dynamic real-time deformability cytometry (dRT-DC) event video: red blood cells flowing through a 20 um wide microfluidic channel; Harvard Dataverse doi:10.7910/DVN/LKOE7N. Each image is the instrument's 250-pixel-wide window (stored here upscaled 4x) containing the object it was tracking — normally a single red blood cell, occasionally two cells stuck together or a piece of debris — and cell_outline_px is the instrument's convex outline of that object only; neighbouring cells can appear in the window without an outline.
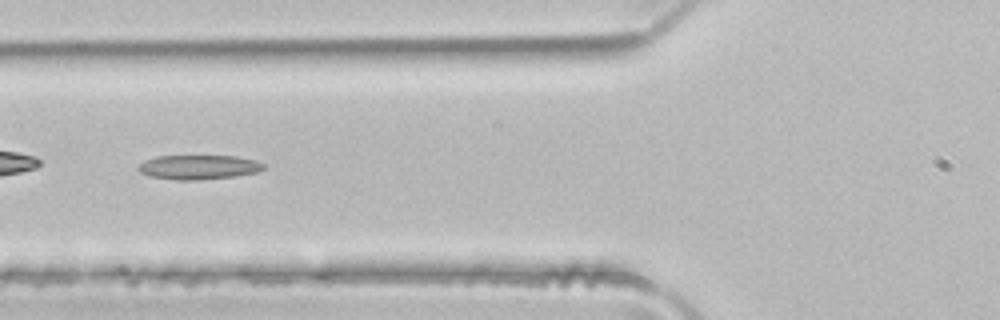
{"species": "common noctule bat (a hibernating species)", "species_latin": "Nyctalus noctula", "temperature_condition": "room temperature", "stored_images_in_passage": 5, "camera_frame_rate_fps": 3000, "um_per_image_px": 0.085, "animal": {"sex": "male", "body_mass_g": 21.5, "forearm_length_mm": 52.0}, "frame": {"image": 1, "passage_image": 5, "time_ms": 1.333, "image_size_px": [1000, 320], "cell_outline_px": [[264, 168], [256, 172], [236, 176], [200, 180], [176, 180], [148, 176], [140, 172], [136, 168], [144, 160], [156, 156], [236, 156], [256, 160], [264, 164]], "centroid_in_image_um": [16.85, 14.21], "position_along_channel_um": 108.9, "area_um2": 17.92}}